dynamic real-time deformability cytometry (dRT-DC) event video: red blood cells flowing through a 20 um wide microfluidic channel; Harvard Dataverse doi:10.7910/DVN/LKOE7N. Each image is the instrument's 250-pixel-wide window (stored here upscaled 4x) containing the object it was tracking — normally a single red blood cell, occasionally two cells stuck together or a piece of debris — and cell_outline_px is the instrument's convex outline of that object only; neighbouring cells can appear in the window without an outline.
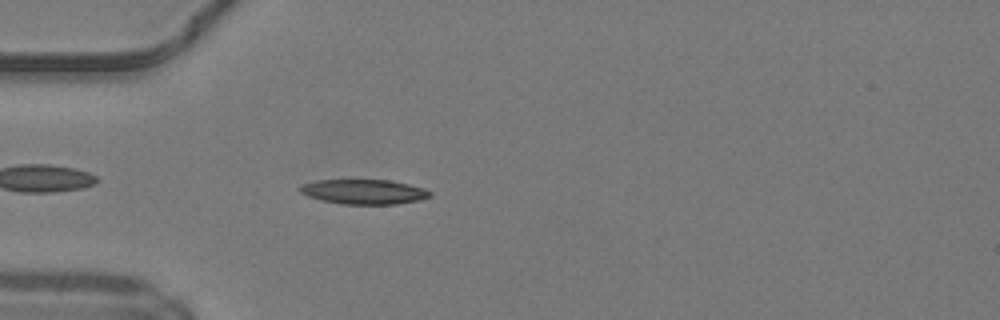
{"species": "common noctule bat (a hibernating species)", "species_latin": "Nyctalus noctula", "temperature_condition": "warm", "stored_images_in_passage": 37, "camera_frame_rate_fps": 3000, "um_per_image_px": 0.085, "animal": {"sex": "male", "body_mass_g": 19.2, "forearm_length_mm": 51.8}, "frame": {"image": 1, "passage_image": 3, "time_ms": 0.667, "image_size_px": [1000, 320], "cell_outline_px": [[432, 196], [420, 200], [396, 204], [344, 204], [320, 200], [308, 196], [300, 192], [296, 188], [300, 184], [316, 180], [388, 180], [408, 184], [424, 188], [432, 192]], "centroid_in_image_um": [30.9, 16.3], "position_along_channel_um": 54.1, "area_um2": 18.9}}
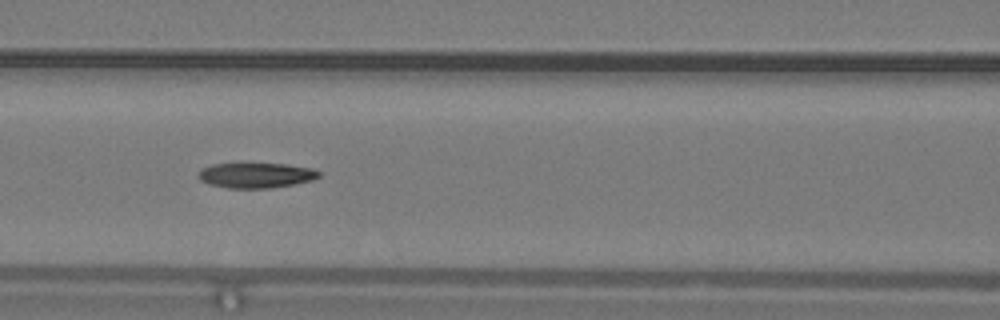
{"frame": {"image": 2, "passage_image": 10, "time_ms": 3.0, "image_size_px": [1000, 320], "cell_outline_px": [[320, 176], [312, 180], [292, 184], [268, 188], [228, 188], [208, 184], [200, 180], [196, 176], [204, 168], [212, 164], [288, 164], [312, 168], [320, 172]], "centroid_in_image_um": [21.75, 14.9], "position_along_channel_um": 144.8, "area_um2": 17.51}}
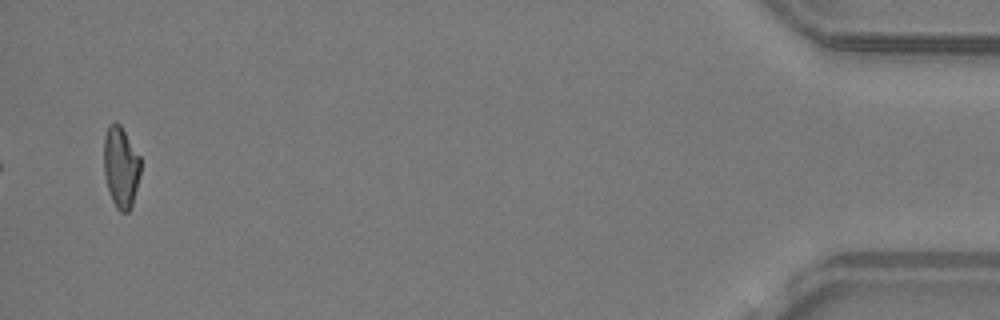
{"frame": {"image": 3, "passage_image": 36, "time_ms": 11.667, "image_size_px": [1000, 320], "cell_outline_px": [[140, 176], [132, 208], [128, 212], [120, 212], [116, 208], [108, 192], [104, 176], [104, 136], [108, 124], [120, 124], [140, 156]], "centroid_in_image_um": [10.27, 14.24], "position_along_channel_um": 424.9, "area_um2": 17.63}, "authors_computed_cell_mechanics": {"area_um2": 18.3226, "velocity_mm_per_s": 4.238, "shape_relaxation_time_tau1_ms": 7.8616, "shape_relaxation_time_tau2_ms": 7.7296, "deformation_change_tau1": 0.2215, "deformation_change_tau2": 0.1703}}